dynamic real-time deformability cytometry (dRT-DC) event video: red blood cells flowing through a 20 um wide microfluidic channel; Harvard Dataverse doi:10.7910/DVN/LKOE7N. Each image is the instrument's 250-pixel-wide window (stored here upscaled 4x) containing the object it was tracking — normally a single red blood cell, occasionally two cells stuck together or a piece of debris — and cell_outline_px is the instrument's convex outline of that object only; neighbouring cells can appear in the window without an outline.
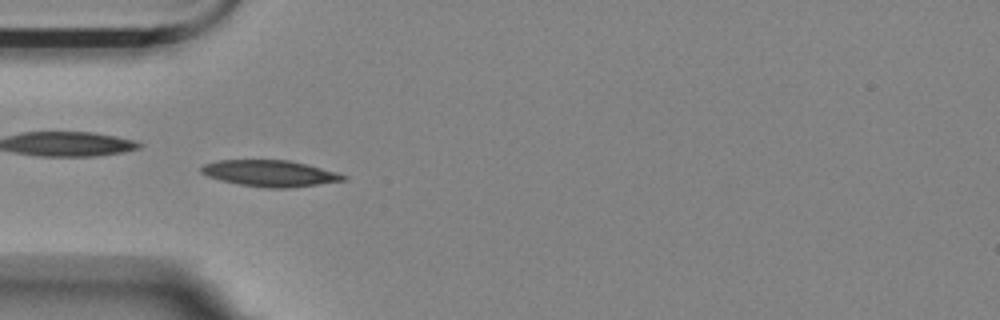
{"species": "Egyptian fruit bat (a non-hibernating species)", "species_latin": "Rousettus aegyptiacus", "temperature_condition": "room temperature", "stored_images_in_passage": 44, "camera_frame_rate_fps": 3000, "um_per_image_px": 0.085, "animal": {"sex": "female"}, "frame": {"image": 1, "passage_image": 5, "time_ms": 1.333, "image_size_px": [1000, 320], "cell_outline_px": [[348, 180], [288, 188], [264, 188], [240, 184], [220, 180], [208, 176], [200, 172], [200, 168], [204, 164], [220, 160], [288, 160], [336, 172], [348, 176]], "centroid_in_image_um": [22.95, 14.74], "position_along_channel_um": 62.1, "area_um2": 21.62}}
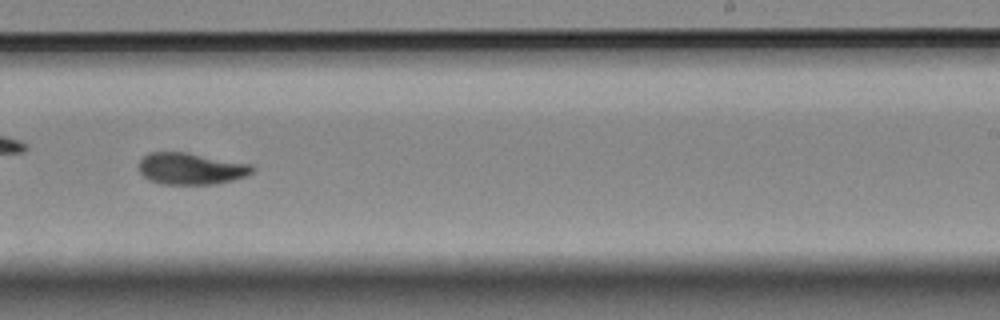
{"frame": {"image": 2, "passage_image": 23, "time_ms": 7.333, "image_size_px": [1000, 320], "cell_outline_px": [[256, 168], [248, 176], [216, 184], [164, 184], [148, 180], [140, 172], [136, 164], [144, 156], [152, 152], [184, 152], [252, 164]], "centroid_in_image_um": [16.23, 14.34], "position_along_channel_um": 272.8, "area_um2": 21.04}}
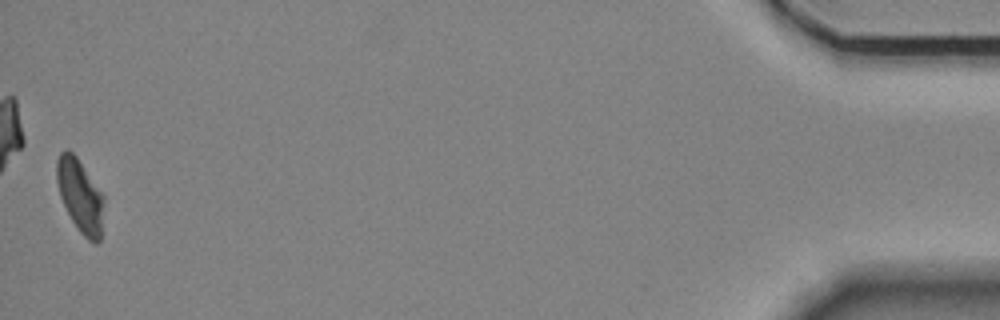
{"frame": {"image": 3, "passage_image": 44, "time_ms": 14.333, "image_size_px": [1000, 320], "cell_outline_px": [[104, 200], [100, 240], [96, 244], [88, 240], [80, 232], [72, 220], [60, 196], [56, 180], [56, 160], [60, 152], [68, 148], [76, 156], [104, 196]], "centroid_in_image_um": [6.8, 16.62], "position_along_channel_um": 428.4, "area_um2": 19.94}, "authors_computed_cell_mechanics": {"area_um2": 20.8658, "velocity_mm_per_s": 3.5246, "shape_relaxation_time_tau1_ms": 5.7959, "shape_relaxation_time_tau2_ms": 5.0779, "deformation_change_tau1": 0.177, "deformation_change_tau2": 0.1071}}